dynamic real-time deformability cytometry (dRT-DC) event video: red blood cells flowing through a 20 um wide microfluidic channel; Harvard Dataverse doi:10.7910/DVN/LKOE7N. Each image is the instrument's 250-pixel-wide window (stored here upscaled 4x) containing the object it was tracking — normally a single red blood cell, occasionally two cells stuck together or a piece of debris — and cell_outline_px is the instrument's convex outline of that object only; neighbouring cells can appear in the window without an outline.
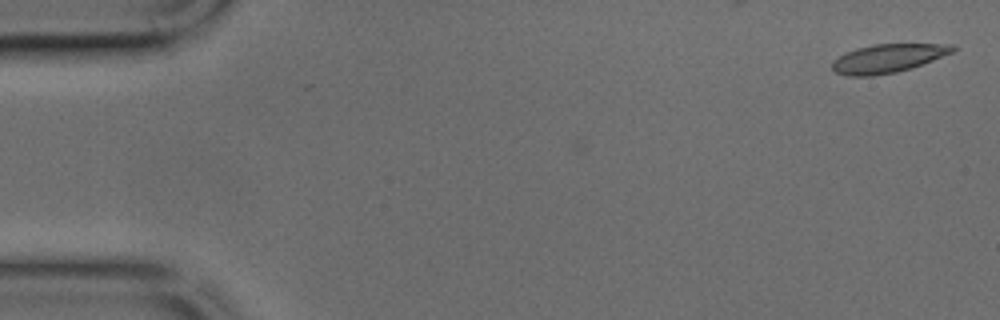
{"species": "common noctule bat (a hibernating species)", "species_latin": "Nyctalus noctula", "temperature_condition": "cold", "stored_images_in_passage": 10, "camera_frame_rate_fps": 3000, "um_per_image_px": 0.085, "animal": {"sex": "male", "body_mass_g": 17.9, "forearm_length_mm": 54.2}, "frame": {"image": 1, "passage_image": 1, "time_ms": 0.0, "image_size_px": [1000, 320], "cell_outline_px": [[956, 48], [952, 52], [912, 68], [896, 72], [872, 76], [848, 76], [836, 72], [832, 68], [832, 64], [840, 56], [856, 48], [872, 44], [952, 44]], "centroid_in_image_um": [75.47, 4.96], "position_along_channel_um": 9.5, "area_um2": 19.77}}
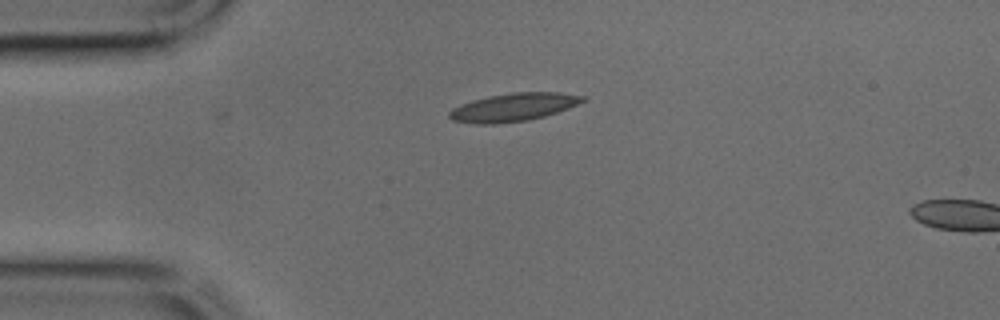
{"frame": {"image": 2, "passage_image": 10, "time_ms": 3.0, "image_size_px": [1000, 320], "cell_outline_px": [[588, 96], [584, 100], [568, 108], [544, 116], [528, 120], [496, 124], [476, 124], [452, 120], [448, 116], [448, 112], [452, 108], [460, 104], [472, 100], [488, 96], [512, 92], [556, 92]], "centroid_in_image_um": [43.6, 9.11], "position_along_channel_um": 41.4, "area_um2": 21.85}}